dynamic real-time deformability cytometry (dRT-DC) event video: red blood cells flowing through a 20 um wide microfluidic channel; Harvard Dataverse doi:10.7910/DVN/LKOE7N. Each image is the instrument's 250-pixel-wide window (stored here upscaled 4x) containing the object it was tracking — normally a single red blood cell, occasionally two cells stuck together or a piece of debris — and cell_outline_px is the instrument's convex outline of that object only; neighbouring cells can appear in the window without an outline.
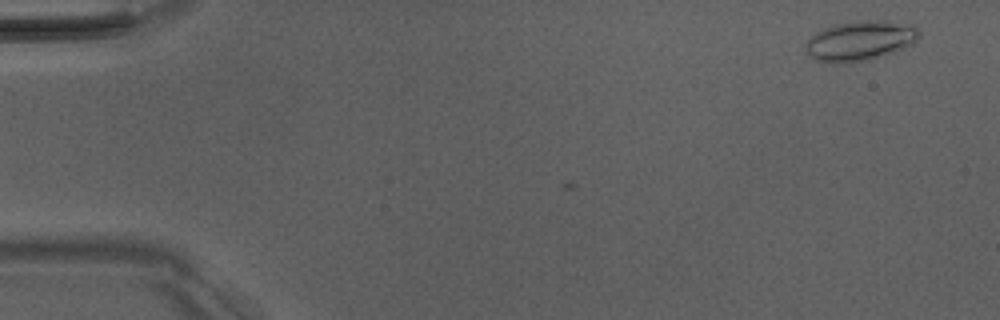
{"species": "Egyptian fruit bat (a non-hibernating species)", "species_latin": "Rousettus aegyptiacus", "temperature_condition": "room temperature", "stored_images_in_passage": 3, "camera_frame_rate_fps": 3000, "um_per_image_px": 0.085, "animal": {"sex": "male"}, "frame": {"image": 1, "passage_image": 1, "time_ms": 0.0, "image_size_px": [1000, 320], "cell_outline_px": [[920, 36], [916, 40], [904, 48], [868, 60], [816, 60], [808, 52], [808, 40], [816, 32], [824, 28], [836, 24], [860, 20], [888, 20], [912, 24], [920, 32]], "centroid_in_image_um": [73.21, 3.39], "position_along_channel_um": 11.8, "area_um2": 25.37}}